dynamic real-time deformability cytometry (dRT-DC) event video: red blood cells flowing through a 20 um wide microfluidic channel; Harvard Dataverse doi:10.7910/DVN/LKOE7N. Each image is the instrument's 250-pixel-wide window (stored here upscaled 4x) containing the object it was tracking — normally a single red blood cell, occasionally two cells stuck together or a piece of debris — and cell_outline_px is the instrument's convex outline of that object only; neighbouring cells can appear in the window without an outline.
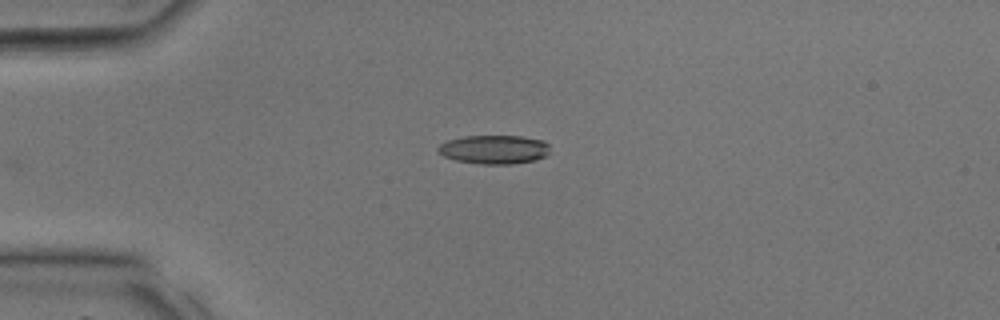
{"species": "common noctule bat (a hibernating species)", "species_latin": "Nyctalus noctula", "temperature_condition": "room temperature", "stored_images_in_passage": 29, "camera_frame_rate_fps": 3000, "um_per_image_px": 0.085, "animal": {"sex": "male", "body_mass_g": 17.9, "forearm_length_mm": 54.2}, "frame": {"image": 1, "passage_image": 1, "time_ms": 0.0, "image_size_px": [1000, 320], "cell_outline_px": [[548, 156], [536, 160], [512, 164], [480, 164], [456, 160], [444, 156], [436, 152], [436, 148], [440, 144], [448, 140], [464, 136], [520, 136], [544, 140], [548, 144]], "centroid_in_image_um": [42.0, 12.71], "position_along_channel_um": 43.0, "area_um2": 18.96}}
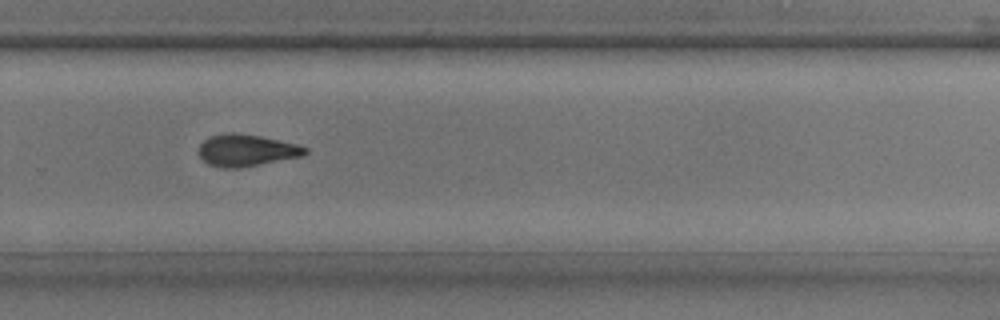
{"frame": {"image": 2, "passage_image": 17, "time_ms": 5.333, "image_size_px": [1000, 320], "cell_outline_px": [[308, 152], [304, 156], [260, 164], [236, 168], [220, 168], [208, 164], [196, 152], [200, 144], [208, 136], [224, 132], [232, 132], [260, 136], [296, 144], [308, 148]], "centroid_in_image_um": [20.91, 12.77], "position_along_channel_um": 308.9, "area_um2": 19.94}}
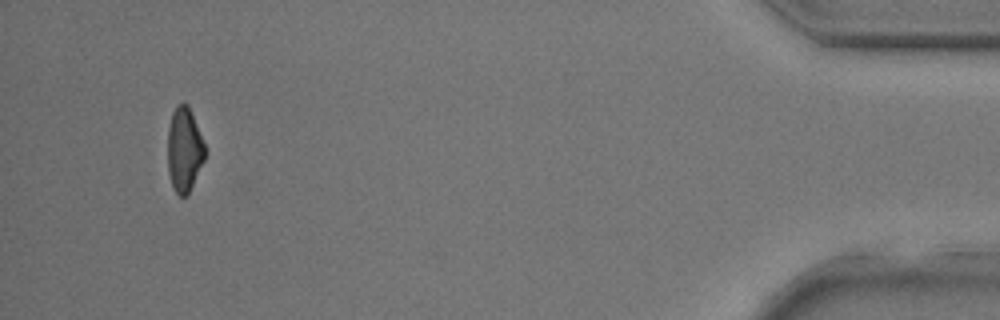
{"frame": {"image": 3, "passage_image": 27, "time_ms": 8.667, "image_size_px": [1000, 320], "cell_outline_px": [[208, 152], [188, 196], [180, 196], [176, 192], [172, 184], [168, 172], [168, 128], [172, 112], [176, 104], [188, 104]], "centroid_in_image_um": [15.68, 12.73], "position_along_channel_um": 419.5, "area_um2": 18.55}}